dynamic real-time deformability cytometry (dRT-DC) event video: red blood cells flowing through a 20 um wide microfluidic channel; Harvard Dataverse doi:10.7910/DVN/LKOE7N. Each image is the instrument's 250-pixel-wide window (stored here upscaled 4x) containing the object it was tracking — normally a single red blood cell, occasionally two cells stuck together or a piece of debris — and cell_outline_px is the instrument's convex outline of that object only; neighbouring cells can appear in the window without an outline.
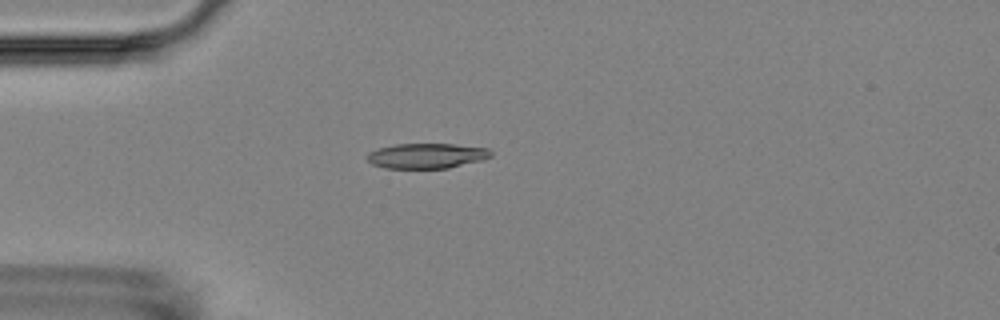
{"species": "Egyptian fruit bat (a non-hibernating species)", "species_latin": "Rousettus aegyptiacus", "temperature_condition": "room temperature", "stored_images_in_passage": 2, "camera_frame_rate_fps": 3000, "um_per_image_px": 0.085, "animal": {"sex": "female"}, "frame": {"image": 1, "passage_image": 2, "time_ms": 1.667, "image_size_px": [1000, 320], "cell_outline_px": [[492, 156], [480, 160], [448, 168], [384, 168], [372, 164], [364, 156], [368, 152], [376, 148], [396, 144], [452, 144], [488, 148], [492, 152]], "centroid_in_image_um": [36.21, 13.24], "position_along_channel_um": 48.8, "area_um2": 18.15}}